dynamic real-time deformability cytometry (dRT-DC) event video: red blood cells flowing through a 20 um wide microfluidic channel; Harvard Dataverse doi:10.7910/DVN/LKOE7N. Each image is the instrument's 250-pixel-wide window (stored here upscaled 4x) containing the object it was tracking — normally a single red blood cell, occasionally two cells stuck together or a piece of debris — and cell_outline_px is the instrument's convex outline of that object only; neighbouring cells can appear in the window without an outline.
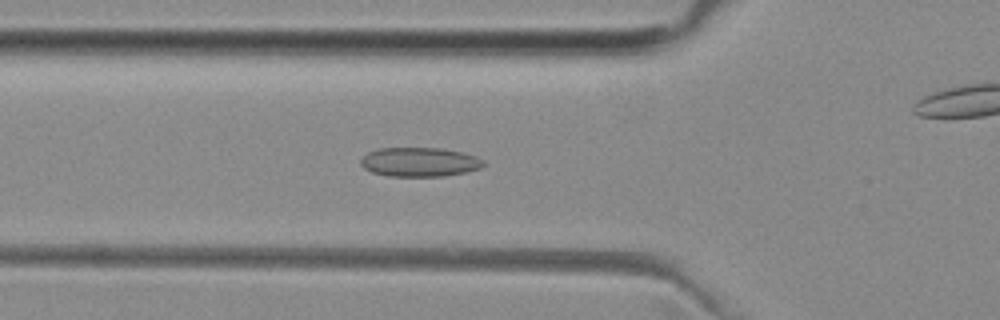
{"species": "common noctule bat (a hibernating species)", "species_latin": "Nyctalus noctula", "temperature_condition": "room temperature", "stored_images_in_passage": 47, "camera_frame_rate_fps": 3000, "um_per_image_px": 0.085, "animal": {"sex": "female", "body_mass_g": 29.2, "forearm_length_mm": 56.3}, "frame": {"image": 1, "passage_image": 17, "time_ms": 5.333, "image_size_px": [1000, 320], "cell_outline_px": [[484, 164], [480, 168], [464, 172], [444, 176], [388, 176], [372, 172], [364, 168], [360, 164], [360, 160], [368, 152], [380, 148], [440, 148], [460, 152], [476, 156], [484, 160]], "centroid_in_image_um": [35.64, 13.77], "position_along_channel_um": 90.2, "area_um2": 20.75}}
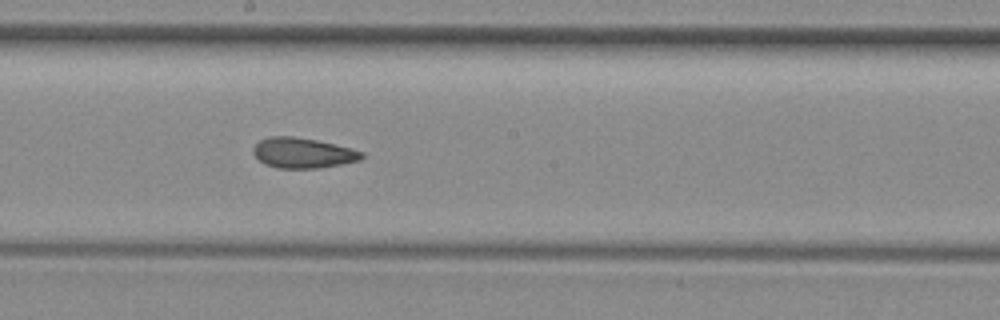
{"frame": {"image": 2, "passage_image": 27, "time_ms": 8.667, "image_size_px": [1000, 320], "cell_outline_px": [[364, 156], [360, 160], [320, 168], [276, 168], [264, 164], [252, 152], [252, 148], [260, 140], [268, 136], [292, 136], [316, 140], [352, 148], [364, 152]], "centroid_in_image_um": [25.73, 13.0], "position_along_channel_um": 222.5, "area_um2": 19.19}}
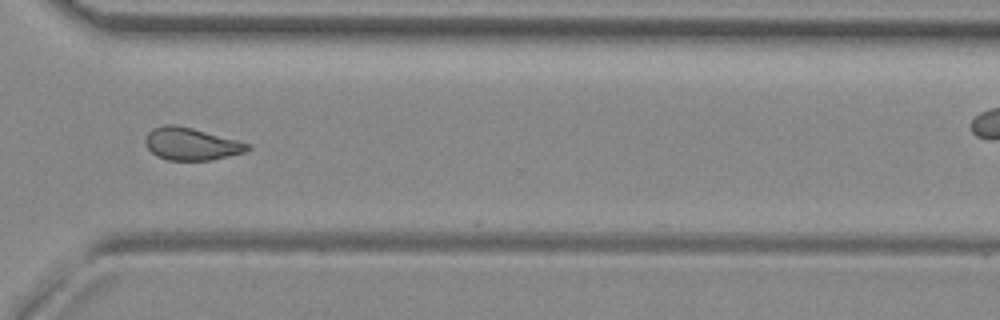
{"frame": {"image": 3, "passage_image": 37, "time_ms": 12.0, "image_size_px": [1000, 320], "cell_outline_px": [[252, 148], [244, 152], [212, 160], [168, 160], [156, 156], [148, 148], [144, 140], [148, 132], [152, 128], [164, 124], [176, 124], [192, 128], [252, 144]], "centroid_in_image_um": [16.25, 12.23], "position_along_channel_um": 354.4, "area_um2": 19.36}, "authors_computed_cell_mechanics": {"area_um2": 19.5942, "velocity_mm_per_s": 3.9571, "shape_relaxation_time_tau1_ms": null, "shape_relaxation_time_tau2_ms": 2.7596, "deformation_change_tau1": null, "deformation_change_tau2": 0.085}}